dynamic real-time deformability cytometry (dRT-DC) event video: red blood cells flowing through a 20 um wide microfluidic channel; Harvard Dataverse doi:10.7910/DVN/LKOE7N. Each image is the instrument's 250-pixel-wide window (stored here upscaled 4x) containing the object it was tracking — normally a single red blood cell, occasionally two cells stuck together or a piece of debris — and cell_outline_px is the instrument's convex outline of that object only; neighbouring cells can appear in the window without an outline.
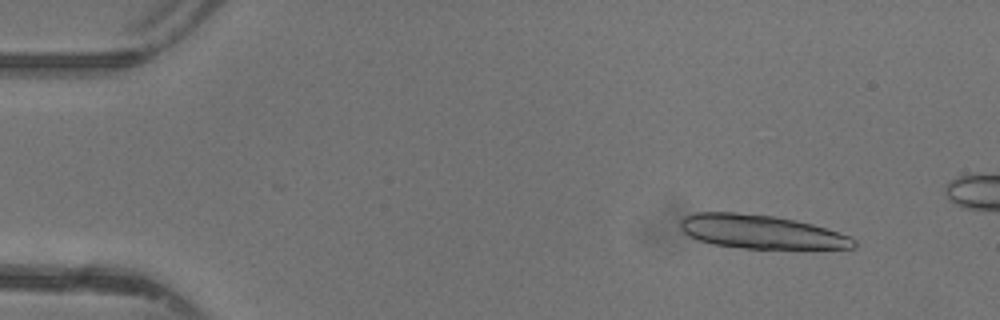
{"species": "common noctule bat (a hibernating species)", "species_latin": "Nyctalus noctula", "temperature_condition": "warm", "stored_images_in_passage": 44, "camera_frame_rate_fps": 3000, "um_per_image_px": 0.085, "animal": {"sex": "female"}, "frame": {"image": 1, "passage_image": 5, "time_ms": 1.333, "image_size_px": [1000, 320], "cell_outline_px": [[856, 248], [744, 248], [712, 244], [688, 236], [680, 228], [680, 220], [684, 216], [692, 212], [736, 212], [776, 216], [796, 220], [812, 224], [852, 236], [856, 240]], "centroid_in_image_um": [64.67, 19.69], "position_along_channel_um": 20.3, "area_um2": 34.16}}
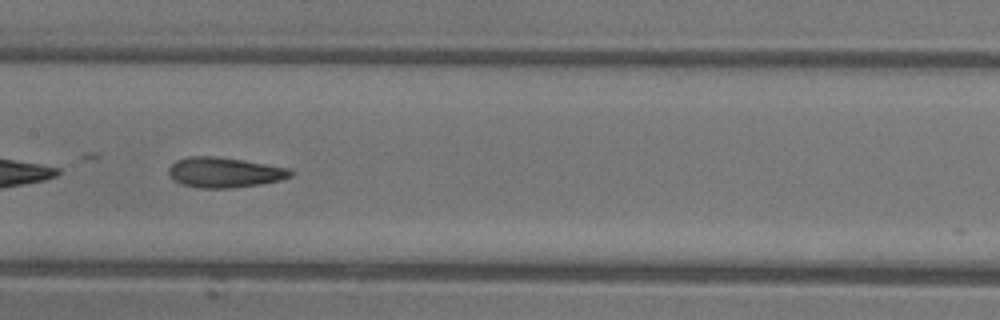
{"frame": {"image": 2, "passage_image": 24, "time_ms": 7.667, "image_size_px": [1000, 320], "cell_outline_px": [[292, 176], [280, 180], [260, 184], [232, 188], [200, 188], [180, 184], [168, 172], [168, 168], [176, 160], [188, 156], [216, 156], [288, 168], [292, 172]], "centroid_in_image_um": [19.05, 14.66], "position_along_channel_um": 188.4, "area_um2": 21.21}}
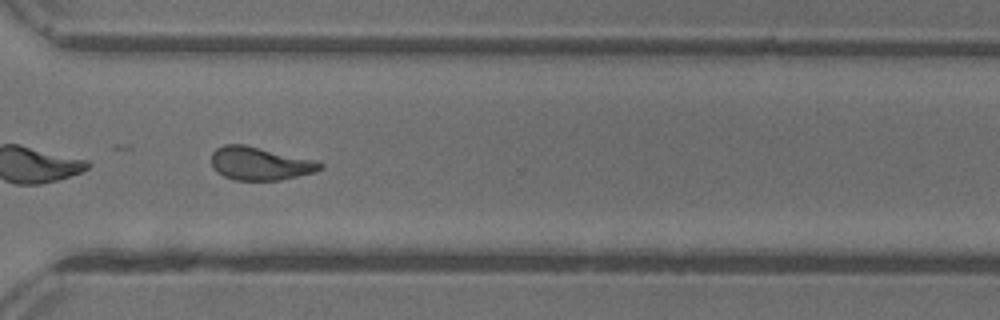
{"frame": {"image": 3, "passage_image": 35, "time_ms": 11.333, "image_size_px": [1000, 320], "cell_outline_px": [[324, 168], [312, 172], [280, 180], [232, 180], [216, 172], [212, 168], [212, 152], [216, 148], [224, 144], [244, 144], [316, 160], [324, 164]], "centroid_in_image_um": [22.07, 13.89], "position_along_channel_um": 348.5, "area_um2": 21.1}, "authors_computed_cell_mechanics": {"area_um2": 21.1837, "velocity_mm_per_s": 4.3867, "shape_relaxation_time_tau1_ms": 6.9869, "shape_relaxation_time_tau2_ms": 1.6456, "deformation_change_tau1": 0.2259, "deformation_change_tau2": 0.1033}}